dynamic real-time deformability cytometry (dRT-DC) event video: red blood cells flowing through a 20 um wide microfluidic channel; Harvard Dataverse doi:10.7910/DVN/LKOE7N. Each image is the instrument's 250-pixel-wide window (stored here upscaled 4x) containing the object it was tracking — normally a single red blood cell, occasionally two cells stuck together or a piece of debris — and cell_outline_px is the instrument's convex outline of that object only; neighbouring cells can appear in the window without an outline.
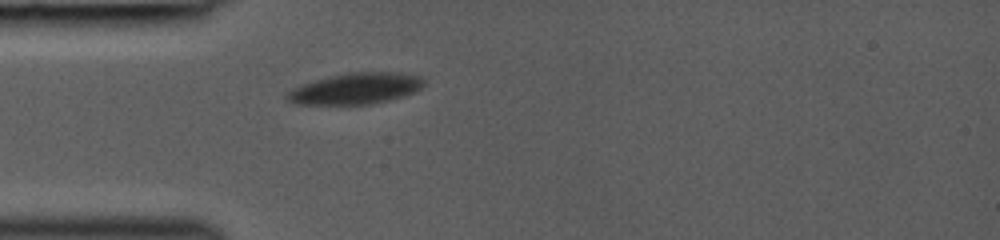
{"species": "common noctule bat (a hibernating species)", "species_latin": "Nyctalus noctula", "temperature_condition": "room temperature", "stored_images_in_passage": 34, "camera_frame_rate_fps": 3000, "um_per_image_px": 0.085, "animal": {"sex": "female", "body_mass_g": 19.0, "forearm_length_mm": 53.3}, "frame": {"image": 1, "passage_image": 1, "time_ms": 0.0, "image_size_px": [1000, 240], "cell_outline_px": [[424, 84], [420, 88], [404, 96], [372, 104], [292, 104], [284, 100], [284, 96], [292, 88], [300, 84], [328, 76], [348, 72], [396, 72], [420, 76], [424, 80]], "centroid_in_image_um": [30.16, 7.53], "position_along_channel_um": 54.8, "area_um2": 25.03}}
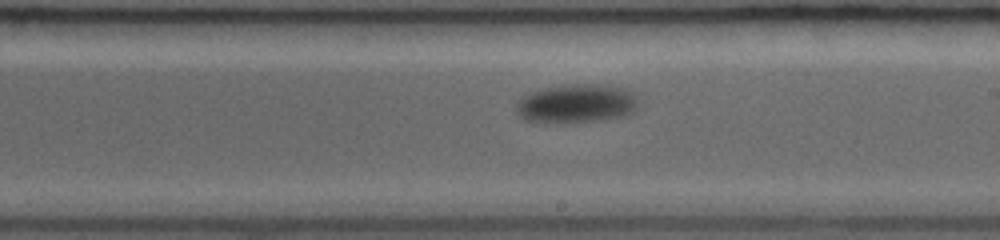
{"frame": {"image": 2, "passage_image": 15, "time_ms": 4.667, "image_size_px": [1000, 240], "cell_outline_px": [[640, 104], [628, 116], [600, 120], [564, 124], [544, 124], [524, 120], [516, 112], [516, 104], [524, 96], [532, 92], [548, 88], [572, 84], [604, 84], [624, 88], [632, 92], [640, 100]], "centroid_in_image_um": [49.04, 8.84], "position_along_channel_um": 240.0, "area_um2": 28.26}}
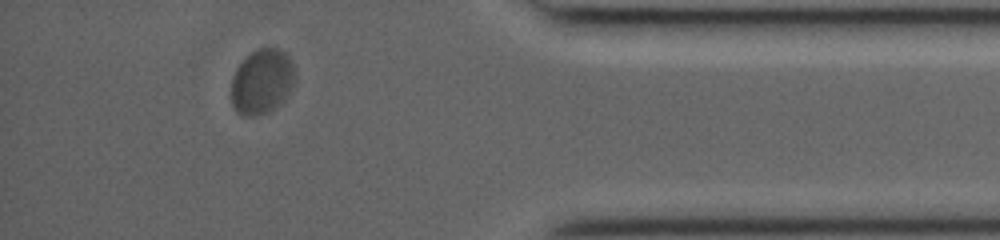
{"frame": {"image": 3, "passage_image": 29, "time_ms": 9.333, "image_size_px": [1000, 240], "cell_outline_px": [[296, 80], [288, 96], [280, 104], [268, 112], [256, 116], [244, 116], [236, 112], [232, 104], [232, 76], [236, 68], [244, 56], [256, 48], [264, 44], [280, 48], [288, 56], [292, 64], [296, 76]], "centroid_in_image_um": [22.28, 6.88], "position_along_channel_um": 412.9, "area_um2": 24.97}}